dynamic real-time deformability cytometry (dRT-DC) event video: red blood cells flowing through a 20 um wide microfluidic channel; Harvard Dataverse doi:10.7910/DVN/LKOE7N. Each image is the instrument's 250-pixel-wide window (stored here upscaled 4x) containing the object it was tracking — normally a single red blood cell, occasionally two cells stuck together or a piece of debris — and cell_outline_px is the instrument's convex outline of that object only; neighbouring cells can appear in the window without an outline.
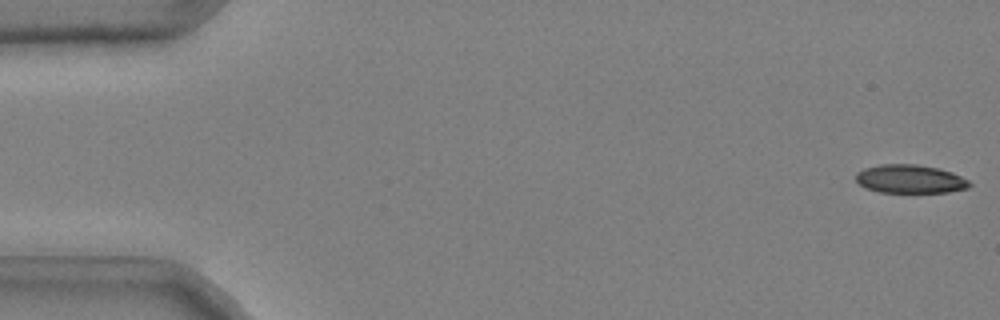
{"species": "common noctule bat (a hibernating species)", "species_latin": "Nyctalus noctula", "temperature_condition": "cold", "stored_images_in_passage": 51, "camera_frame_rate_fps": 3000, "um_per_image_px": 0.085, "animal": {"sex": "male", "body_mass_g": 20.4}, "frame": {"image": 1, "passage_image": 1, "time_ms": 0.0, "image_size_px": [1000, 320], "cell_outline_px": [[972, 184], [968, 188], [948, 192], [880, 192], [864, 188], [856, 180], [856, 172], [864, 168], [880, 164], [916, 164], [940, 168], [952, 172], [968, 180]], "centroid_in_image_um": [77.35, 15.21], "position_along_channel_um": 7.7, "area_um2": 18.96}}
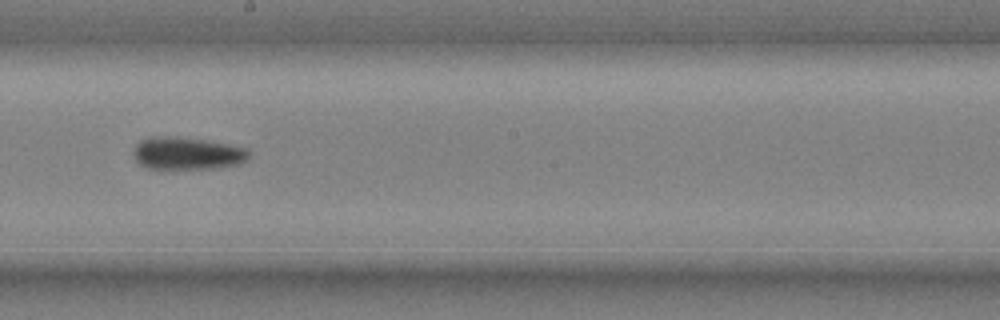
{"frame": {"image": 2, "passage_image": 30, "time_ms": 9.667, "image_size_px": [1000, 320], "cell_outline_px": [[248, 160], [240, 164], [220, 168], [148, 168], [140, 164], [136, 160], [132, 152], [136, 144], [140, 140], [148, 136], [176, 136], [208, 140], [248, 148]], "centroid_in_image_um": [15.91, 13.02], "position_along_channel_um": 232.3, "area_um2": 22.14}}
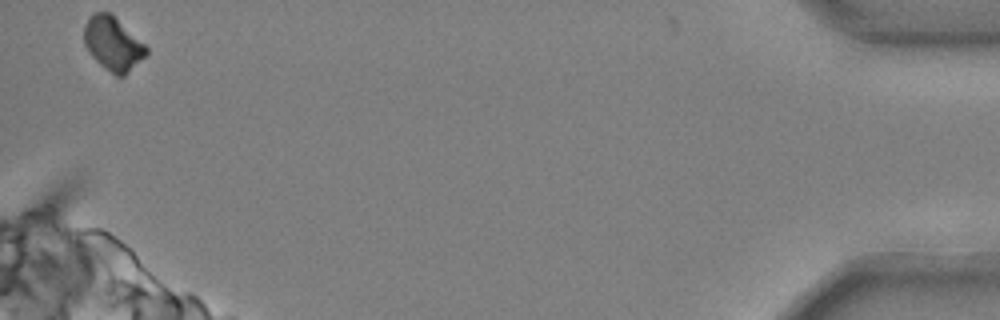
{"frame": {"image": 3, "passage_image": 51, "time_ms": 16.667, "image_size_px": [1000, 320], "cell_outline_px": [[148, 52], [124, 76], [116, 76], [100, 64], [88, 52], [84, 44], [84, 24], [96, 12], [108, 12], [144, 44], [148, 48]], "centroid_in_image_um": [9.57, 3.73], "position_along_channel_um": 425.6, "area_um2": 18.79}}